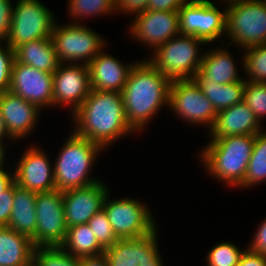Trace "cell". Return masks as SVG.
Here are the masks:
<instances>
[{
    "mask_svg": "<svg viewBox=\"0 0 266 266\" xmlns=\"http://www.w3.org/2000/svg\"><path fill=\"white\" fill-rule=\"evenodd\" d=\"M76 135L87 138L104 150L119 139L137 134L127 123L122 96L117 91L91 90L72 114Z\"/></svg>",
    "mask_w": 266,
    "mask_h": 266,
    "instance_id": "obj_1",
    "label": "cell"
},
{
    "mask_svg": "<svg viewBox=\"0 0 266 266\" xmlns=\"http://www.w3.org/2000/svg\"><path fill=\"white\" fill-rule=\"evenodd\" d=\"M170 84L145 57L137 60L121 92L127 123L136 133L144 131L163 107L168 109Z\"/></svg>",
    "mask_w": 266,
    "mask_h": 266,
    "instance_id": "obj_2",
    "label": "cell"
},
{
    "mask_svg": "<svg viewBox=\"0 0 266 266\" xmlns=\"http://www.w3.org/2000/svg\"><path fill=\"white\" fill-rule=\"evenodd\" d=\"M256 135H234L209 138L198 152L207 176L215 178L225 187H238L243 183L252 155Z\"/></svg>",
    "mask_w": 266,
    "mask_h": 266,
    "instance_id": "obj_3",
    "label": "cell"
},
{
    "mask_svg": "<svg viewBox=\"0 0 266 266\" xmlns=\"http://www.w3.org/2000/svg\"><path fill=\"white\" fill-rule=\"evenodd\" d=\"M66 139L53 161L56 190L63 192L84 188L102 181L95 176L92 177L91 173L93 174V165L104 149L73 131Z\"/></svg>",
    "mask_w": 266,
    "mask_h": 266,
    "instance_id": "obj_4",
    "label": "cell"
},
{
    "mask_svg": "<svg viewBox=\"0 0 266 266\" xmlns=\"http://www.w3.org/2000/svg\"><path fill=\"white\" fill-rule=\"evenodd\" d=\"M203 45L207 44L201 39L180 34L159 46L146 59L171 82L191 80L200 69Z\"/></svg>",
    "mask_w": 266,
    "mask_h": 266,
    "instance_id": "obj_5",
    "label": "cell"
},
{
    "mask_svg": "<svg viewBox=\"0 0 266 266\" xmlns=\"http://www.w3.org/2000/svg\"><path fill=\"white\" fill-rule=\"evenodd\" d=\"M220 2L227 6L226 45L246 50L266 44V3L237 0Z\"/></svg>",
    "mask_w": 266,
    "mask_h": 266,
    "instance_id": "obj_6",
    "label": "cell"
},
{
    "mask_svg": "<svg viewBox=\"0 0 266 266\" xmlns=\"http://www.w3.org/2000/svg\"><path fill=\"white\" fill-rule=\"evenodd\" d=\"M51 38L59 63L88 65L107 47L106 38L84 23L61 25L56 21Z\"/></svg>",
    "mask_w": 266,
    "mask_h": 266,
    "instance_id": "obj_7",
    "label": "cell"
},
{
    "mask_svg": "<svg viewBox=\"0 0 266 266\" xmlns=\"http://www.w3.org/2000/svg\"><path fill=\"white\" fill-rule=\"evenodd\" d=\"M214 1V2H213ZM187 0L178 10L179 30L182 35L194 36L206 44L223 42L225 38L227 6L215 5V0ZM219 40V41H218Z\"/></svg>",
    "mask_w": 266,
    "mask_h": 266,
    "instance_id": "obj_8",
    "label": "cell"
},
{
    "mask_svg": "<svg viewBox=\"0 0 266 266\" xmlns=\"http://www.w3.org/2000/svg\"><path fill=\"white\" fill-rule=\"evenodd\" d=\"M110 196L109 192L103 209L118 239L138 238L158 229L153 211L143 201L130 197L115 199Z\"/></svg>",
    "mask_w": 266,
    "mask_h": 266,
    "instance_id": "obj_9",
    "label": "cell"
},
{
    "mask_svg": "<svg viewBox=\"0 0 266 266\" xmlns=\"http://www.w3.org/2000/svg\"><path fill=\"white\" fill-rule=\"evenodd\" d=\"M55 16L40 0H17L6 43L14 50L24 43L51 37L58 21Z\"/></svg>",
    "mask_w": 266,
    "mask_h": 266,
    "instance_id": "obj_10",
    "label": "cell"
},
{
    "mask_svg": "<svg viewBox=\"0 0 266 266\" xmlns=\"http://www.w3.org/2000/svg\"><path fill=\"white\" fill-rule=\"evenodd\" d=\"M168 109L178 119H182L181 122L204 126L208 131L213 126L217 114L212 103L193 79L171 82Z\"/></svg>",
    "mask_w": 266,
    "mask_h": 266,
    "instance_id": "obj_11",
    "label": "cell"
},
{
    "mask_svg": "<svg viewBox=\"0 0 266 266\" xmlns=\"http://www.w3.org/2000/svg\"><path fill=\"white\" fill-rule=\"evenodd\" d=\"M35 207L37 214L35 247H60L68 230L62 192L53 190L37 193Z\"/></svg>",
    "mask_w": 266,
    "mask_h": 266,
    "instance_id": "obj_12",
    "label": "cell"
},
{
    "mask_svg": "<svg viewBox=\"0 0 266 266\" xmlns=\"http://www.w3.org/2000/svg\"><path fill=\"white\" fill-rule=\"evenodd\" d=\"M129 38L145 44L152 52L172 37L180 35L178 11L144 10L133 15Z\"/></svg>",
    "mask_w": 266,
    "mask_h": 266,
    "instance_id": "obj_13",
    "label": "cell"
},
{
    "mask_svg": "<svg viewBox=\"0 0 266 266\" xmlns=\"http://www.w3.org/2000/svg\"><path fill=\"white\" fill-rule=\"evenodd\" d=\"M86 64L60 63L53 73V107L70 108L72 115L91 91Z\"/></svg>",
    "mask_w": 266,
    "mask_h": 266,
    "instance_id": "obj_14",
    "label": "cell"
},
{
    "mask_svg": "<svg viewBox=\"0 0 266 266\" xmlns=\"http://www.w3.org/2000/svg\"><path fill=\"white\" fill-rule=\"evenodd\" d=\"M14 166L15 183L36 193L56 190L53 162L39 145H30Z\"/></svg>",
    "mask_w": 266,
    "mask_h": 266,
    "instance_id": "obj_15",
    "label": "cell"
},
{
    "mask_svg": "<svg viewBox=\"0 0 266 266\" xmlns=\"http://www.w3.org/2000/svg\"><path fill=\"white\" fill-rule=\"evenodd\" d=\"M9 91L35 104L40 110L53 108V73L14 60Z\"/></svg>",
    "mask_w": 266,
    "mask_h": 266,
    "instance_id": "obj_16",
    "label": "cell"
},
{
    "mask_svg": "<svg viewBox=\"0 0 266 266\" xmlns=\"http://www.w3.org/2000/svg\"><path fill=\"white\" fill-rule=\"evenodd\" d=\"M105 181H99L84 188L70 189L62 192L64 213L67 227L87 224L103 209L109 187Z\"/></svg>",
    "mask_w": 266,
    "mask_h": 266,
    "instance_id": "obj_17",
    "label": "cell"
},
{
    "mask_svg": "<svg viewBox=\"0 0 266 266\" xmlns=\"http://www.w3.org/2000/svg\"><path fill=\"white\" fill-rule=\"evenodd\" d=\"M0 110L8 136L23 140L36 130L41 110L33 103L6 91L0 94Z\"/></svg>",
    "mask_w": 266,
    "mask_h": 266,
    "instance_id": "obj_18",
    "label": "cell"
},
{
    "mask_svg": "<svg viewBox=\"0 0 266 266\" xmlns=\"http://www.w3.org/2000/svg\"><path fill=\"white\" fill-rule=\"evenodd\" d=\"M158 231L156 229L149 235L116 241L104 252L109 266H138L139 262L156 260L161 255Z\"/></svg>",
    "mask_w": 266,
    "mask_h": 266,
    "instance_id": "obj_19",
    "label": "cell"
},
{
    "mask_svg": "<svg viewBox=\"0 0 266 266\" xmlns=\"http://www.w3.org/2000/svg\"><path fill=\"white\" fill-rule=\"evenodd\" d=\"M105 50L106 48L88 64L91 89L121 93L131 69L137 62H121L120 59Z\"/></svg>",
    "mask_w": 266,
    "mask_h": 266,
    "instance_id": "obj_20",
    "label": "cell"
},
{
    "mask_svg": "<svg viewBox=\"0 0 266 266\" xmlns=\"http://www.w3.org/2000/svg\"><path fill=\"white\" fill-rule=\"evenodd\" d=\"M253 111L242 101L227 109L217 112L209 138L234 135H256L264 131Z\"/></svg>",
    "mask_w": 266,
    "mask_h": 266,
    "instance_id": "obj_21",
    "label": "cell"
},
{
    "mask_svg": "<svg viewBox=\"0 0 266 266\" xmlns=\"http://www.w3.org/2000/svg\"><path fill=\"white\" fill-rule=\"evenodd\" d=\"M228 47L223 43L221 47L217 45L206 49L200 69L193 80L214 81L223 85L243 80L245 77L239 76L236 60L233 59L235 57L227 50Z\"/></svg>",
    "mask_w": 266,
    "mask_h": 266,
    "instance_id": "obj_22",
    "label": "cell"
},
{
    "mask_svg": "<svg viewBox=\"0 0 266 266\" xmlns=\"http://www.w3.org/2000/svg\"><path fill=\"white\" fill-rule=\"evenodd\" d=\"M37 193L18 186L14 181V198L8 228L29 237L35 246Z\"/></svg>",
    "mask_w": 266,
    "mask_h": 266,
    "instance_id": "obj_23",
    "label": "cell"
},
{
    "mask_svg": "<svg viewBox=\"0 0 266 266\" xmlns=\"http://www.w3.org/2000/svg\"><path fill=\"white\" fill-rule=\"evenodd\" d=\"M34 249L29 237L0 227V266H32Z\"/></svg>",
    "mask_w": 266,
    "mask_h": 266,
    "instance_id": "obj_24",
    "label": "cell"
},
{
    "mask_svg": "<svg viewBox=\"0 0 266 266\" xmlns=\"http://www.w3.org/2000/svg\"><path fill=\"white\" fill-rule=\"evenodd\" d=\"M14 58L21 64L33 66L46 73H54L60 64L51 37L17 46L14 49Z\"/></svg>",
    "mask_w": 266,
    "mask_h": 266,
    "instance_id": "obj_25",
    "label": "cell"
},
{
    "mask_svg": "<svg viewBox=\"0 0 266 266\" xmlns=\"http://www.w3.org/2000/svg\"><path fill=\"white\" fill-rule=\"evenodd\" d=\"M60 247L68 254L78 258L97 256L105 252L88 224L69 227L64 243Z\"/></svg>",
    "mask_w": 266,
    "mask_h": 266,
    "instance_id": "obj_26",
    "label": "cell"
},
{
    "mask_svg": "<svg viewBox=\"0 0 266 266\" xmlns=\"http://www.w3.org/2000/svg\"><path fill=\"white\" fill-rule=\"evenodd\" d=\"M195 82L212 103L216 112H220L243 101V89L246 84L244 79L225 85L214 81Z\"/></svg>",
    "mask_w": 266,
    "mask_h": 266,
    "instance_id": "obj_27",
    "label": "cell"
},
{
    "mask_svg": "<svg viewBox=\"0 0 266 266\" xmlns=\"http://www.w3.org/2000/svg\"><path fill=\"white\" fill-rule=\"evenodd\" d=\"M266 182V129L256 134L246 175L239 189H248Z\"/></svg>",
    "mask_w": 266,
    "mask_h": 266,
    "instance_id": "obj_28",
    "label": "cell"
},
{
    "mask_svg": "<svg viewBox=\"0 0 266 266\" xmlns=\"http://www.w3.org/2000/svg\"><path fill=\"white\" fill-rule=\"evenodd\" d=\"M67 14L70 16V23L83 24L86 18H95L117 14L116 0H69ZM95 16V17H94ZM83 19V20H82Z\"/></svg>",
    "mask_w": 266,
    "mask_h": 266,
    "instance_id": "obj_29",
    "label": "cell"
},
{
    "mask_svg": "<svg viewBox=\"0 0 266 266\" xmlns=\"http://www.w3.org/2000/svg\"><path fill=\"white\" fill-rule=\"evenodd\" d=\"M244 51V52H243ZM241 51L240 65L245 71L244 80L266 83V44L254 46Z\"/></svg>",
    "mask_w": 266,
    "mask_h": 266,
    "instance_id": "obj_30",
    "label": "cell"
},
{
    "mask_svg": "<svg viewBox=\"0 0 266 266\" xmlns=\"http://www.w3.org/2000/svg\"><path fill=\"white\" fill-rule=\"evenodd\" d=\"M32 266H79V258L61 247H35Z\"/></svg>",
    "mask_w": 266,
    "mask_h": 266,
    "instance_id": "obj_31",
    "label": "cell"
},
{
    "mask_svg": "<svg viewBox=\"0 0 266 266\" xmlns=\"http://www.w3.org/2000/svg\"><path fill=\"white\" fill-rule=\"evenodd\" d=\"M245 250L229 240L213 246L206 254V266H237Z\"/></svg>",
    "mask_w": 266,
    "mask_h": 266,
    "instance_id": "obj_32",
    "label": "cell"
},
{
    "mask_svg": "<svg viewBox=\"0 0 266 266\" xmlns=\"http://www.w3.org/2000/svg\"><path fill=\"white\" fill-rule=\"evenodd\" d=\"M243 101L263 125L262 122L266 119V83L246 81L243 89Z\"/></svg>",
    "mask_w": 266,
    "mask_h": 266,
    "instance_id": "obj_33",
    "label": "cell"
},
{
    "mask_svg": "<svg viewBox=\"0 0 266 266\" xmlns=\"http://www.w3.org/2000/svg\"><path fill=\"white\" fill-rule=\"evenodd\" d=\"M98 243L107 249L119 239L116 237L104 209L97 212L87 223Z\"/></svg>",
    "mask_w": 266,
    "mask_h": 266,
    "instance_id": "obj_34",
    "label": "cell"
},
{
    "mask_svg": "<svg viewBox=\"0 0 266 266\" xmlns=\"http://www.w3.org/2000/svg\"><path fill=\"white\" fill-rule=\"evenodd\" d=\"M14 60V50L0 42V94L9 91Z\"/></svg>",
    "mask_w": 266,
    "mask_h": 266,
    "instance_id": "obj_35",
    "label": "cell"
},
{
    "mask_svg": "<svg viewBox=\"0 0 266 266\" xmlns=\"http://www.w3.org/2000/svg\"><path fill=\"white\" fill-rule=\"evenodd\" d=\"M13 6L12 0H0V42H6L8 38Z\"/></svg>",
    "mask_w": 266,
    "mask_h": 266,
    "instance_id": "obj_36",
    "label": "cell"
},
{
    "mask_svg": "<svg viewBox=\"0 0 266 266\" xmlns=\"http://www.w3.org/2000/svg\"><path fill=\"white\" fill-rule=\"evenodd\" d=\"M14 198V182L0 194V227L8 226Z\"/></svg>",
    "mask_w": 266,
    "mask_h": 266,
    "instance_id": "obj_37",
    "label": "cell"
},
{
    "mask_svg": "<svg viewBox=\"0 0 266 266\" xmlns=\"http://www.w3.org/2000/svg\"><path fill=\"white\" fill-rule=\"evenodd\" d=\"M149 0H116V10L119 14L134 15L147 9Z\"/></svg>",
    "mask_w": 266,
    "mask_h": 266,
    "instance_id": "obj_38",
    "label": "cell"
},
{
    "mask_svg": "<svg viewBox=\"0 0 266 266\" xmlns=\"http://www.w3.org/2000/svg\"><path fill=\"white\" fill-rule=\"evenodd\" d=\"M259 224L247 247L255 253L266 255V218Z\"/></svg>",
    "mask_w": 266,
    "mask_h": 266,
    "instance_id": "obj_39",
    "label": "cell"
},
{
    "mask_svg": "<svg viewBox=\"0 0 266 266\" xmlns=\"http://www.w3.org/2000/svg\"><path fill=\"white\" fill-rule=\"evenodd\" d=\"M187 0H149L146 10L178 11Z\"/></svg>",
    "mask_w": 266,
    "mask_h": 266,
    "instance_id": "obj_40",
    "label": "cell"
},
{
    "mask_svg": "<svg viewBox=\"0 0 266 266\" xmlns=\"http://www.w3.org/2000/svg\"><path fill=\"white\" fill-rule=\"evenodd\" d=\"M237 266H266V255L255 253L246 247Z\"/></svg>",
    "mask_w": 266,
    "mask_h": 266,
    "instance_id": "obj_41",
    "label": "cell"
},
{
    "mask_svg": "<svg viewBox=\"0 0 266 266\" xmlns=\"http://www.w3.org/2000/svg\"><path fill=\"white\" fill-rule=\"evenodd\" d=\"M79 266H109L105 254L89 257H80Z\"/></svg>",
    "mask_w": 266,
    "mask_h": 266,
    "instance_id": "obj_42",
    "label": "cell"
},
{
    "mask_svg": "<svg viewBox=\"0 0 266 266\" xmlns=\"http://www.w3.org/2000/svg\"><path fill=\"white\" fill-rule=\"evenodd\" d=\"M14 182V169L0 170V194Z\"/></svg>",
    "mask_w": 266,
    "mask_h": 266,
    "instance_id": "obj_43",
    "label": "cell"
},
{
    "mask_svg": "<svg viewBox=\"0 0 266 266\" xmlns=\"http://www.w3.org/2000/svg\"><path fill=\"white\" fill-rule=\"evenodd\" d=\"M4 143L5 141H0V170L7 169L6 167H8L6 165V154L8 155L9 153H6L8 149L5 148L7 145Z\"/></svg>",
    "mask_w": 266,
    "mask_h": 266,
    "instance_id": "obj_44",
    "label": "cell"
},
{
    "mask_svg": "<svg viewBox=\"0 0 266 266\" xmlns=\"http://www.w3.org/2000/svg\"><path fill=\"white\" fill-rule=\"evenodd\" d=\"M6 140H8V142L13 141L7 134L5 123L0 110V141H6Z\"/></svg>",
    "mask_w": 266,
    "mask_h": 266,
    "instance_id": "obj_45",
    "label": "cell"
},
{
    "mask_svg": "<svg viewBox=\"0 0 266 266\" xmlns=\"http://www.w3.org/2000/svg\"><path fill=\"white\" fill-rule=\"evenodd\" d=\"M162 256L160 255L156 260H148V261H143L142 263L139 262L138 266H164L163 264Z\"/></svg>",
    "mask_w": 266,
    "mask_h": 266,
    "instance_id": "obj_46",
    "label": "cell"
},
{
    "mask_svg": "<svg viewBox=\"0 0 266 266\" xmlns=\"http://www.w3.org/2000/svg\"><path fill=\"white\" fill-rule=\"evenodd\" d=\"M237 1H247V2H260V3H266V0H237Z\"/></svg>",
    "mask_w": 266,
    "mask_h": 266,
    "instance_id": "obj_47",
    "label": "cell"
}]
</instances>
